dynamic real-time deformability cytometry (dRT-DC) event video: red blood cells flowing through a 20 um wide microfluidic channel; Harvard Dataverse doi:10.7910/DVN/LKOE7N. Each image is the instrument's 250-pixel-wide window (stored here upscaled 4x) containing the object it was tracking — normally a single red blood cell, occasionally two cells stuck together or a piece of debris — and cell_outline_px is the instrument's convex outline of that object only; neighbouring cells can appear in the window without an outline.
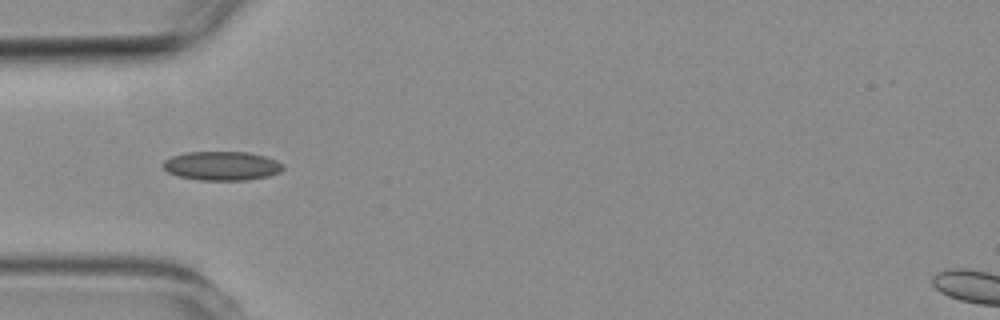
{"species": "common noctule bat (a hibernating species)", "species_latin": "Nyctalus noctula", "temperature_condition": "room temperature", "stored_images_in_passage": 5, "camera_frame_rate_fps": 3000, "um_per_image_px": 0.085, "animal": {"sex": "female", "body_mass_g": 19.3, "forearm_length_mm": 54.1}, "frame": {"image": 1, "passage_image": 4, "time_ms": 4.333, "image_size_px": [1000, 320], "cell_outline_px": [[284, 168], [280, 172], [268, 176], [248, 180], [200, 180], [180, 176], [168, 172], [164, 168], [164, 160], [172, 156], [184, 152], [248, 152], [264, 156], [276, 160], [284, 164]], "centroid_in_image_um": [18.88, 14.09], "position_along_channel_um": 66.1, "area_um2": 20.23}}
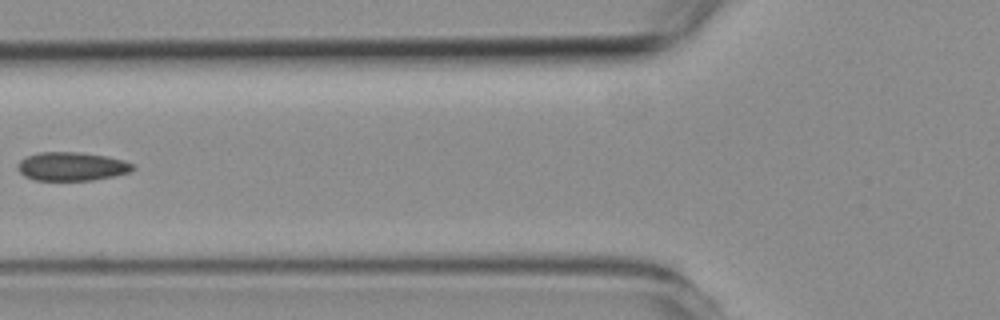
{"frame": {"image": 2, "passage_image": 5, "time_ms": 5.667, "image_size_px": [1000, 320], "cell_outline_px": [[136, 168], [128, 172], [112, 176], [92, 180], [36, 180], [24, 176], [16, 168], [16, 164], [20, 160], [28, 156], [40, 152], [76, 152], [104, 156], [124, 160], [132, 164]], "centroid_in_image_um": [6.06, 14.15], "position_along_channel_um": 119.7, "area_um2": 19.02}}